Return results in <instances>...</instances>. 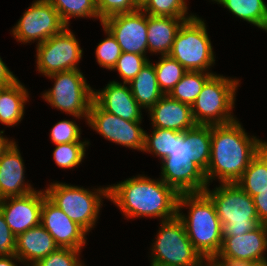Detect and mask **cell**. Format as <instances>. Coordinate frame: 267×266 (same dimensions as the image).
Listing matches in <instances>:
<instances>
[{"label": "cell", "instance_id": "f35d334b", "mask_svg": "<svg viewBox=\"0 0 267 266\" xmlns=\"http://www.w3.org/2000/svg\"><path fill=\"white\" fill-rule=\"evenodd\" d=\"M210 262L213 266H259L255 261L216 254Z\"/></svg>", "mask_w": 267, "mask_h": 266}, {"label": "cell", "instance_id": "74e56055", "mask_svg": "<svg viewBox=\"0 0 267 266\" xmlns=\"http://www.w3.org/2000/svg\"><path fill=\"white\" fill-rule=\"evenodd\" d=\"M16 236L10 230L0 211V257H10L15 254Z\"/></svg>", "mask_w": 267, "mask_h": 266}, {"label": "cell", "instance_id": "4dcf8cb0", "mask_svg": "<svg viewBox=\"0 0 267 266\" xmlns=\"http://www.w3.org/2000/svg\"><path fill=\"white\" fill-rule=\"evenodd\" d=\"M173 146V130L153 128L152 134L145 131L143 152L152 153L162 161L169 156Z\"/></svg>", "mask_w": 267, "mask_h": 266}, {"label": "cell", "instance_id": "b9f144b4", "mask_svg": "<svg viewBox=\"0 0 267 266\" xmlns=\"http://www.w3.org/2000/svg\"><path fill=\"white\" fill-rule=\"evenodd\" d=\"M4 130L0 131V158L2 157L3 153L8 149V147L14 142V140H10L7 137H4Z\"/></svg>", "mask_w": 267, "mask_h": 266}, {"label": "cell", "instance_id": "e0dca14e", "mask_svg": "<svg viewBox=\"0 0 267 266\" xmlns=\"http://www.w3.org/2000/svg\"><path fill=\"white\" fill-rule=\"evenodd\" d=\"M103 89L101 91L94 89L93 100L104 111L127 121H142V108L133 97L129 83L113 80Z\"/></svg>", "mask_w": 267, "mask_h": 266}, {"label": "cell", "instance_id": "6da1fadb", "mask_svg": "<svg viewBox=\"0 0 267 266\" xmlns=\"http://www.w3.org/2000/svg\"><path fill=\"white\" fill-rule=\"evenodd\" d=\"M211 152V125L173 130V146L161 163V180L178 194L204 192Z\"/></svg>", "mask_w": 267, "mask_h": 266}, {"label": "cell", "instance_id": "f1b7e54d", "mask_svg": "<svg viewBox=\"0 0 267 266\" xmlns=\"http://www.w3.org/2000/svg\"><path fill=\"white\" fill-rule=\"evenodd\" d=\"M157 82L164 95H168L174 86L181 80L187 70L169 55L161 56L154 64Z\"/></svg>", "mask_w": 267, "mask_h": 266}, {"label": "cell", "instance_id": "d6986e66", "mask_svg": "<svg viewBox=\"0 0 267 266\" xmlns=\"http://www.w3.org/2000/svg\"><path fill=\"white\" fill-rule=\"evenodd\" d=\"M14 141L0 158V196L2 198L24 196L35 191L25 183V169L21 153Z\"/></svg>", "mask_w": 267, "mask_h": 266}, {"label": "cell", "instance_id": "d590c367", "mask_svg": "<svg viewBox=\"0 0 267 266\" xmlns=\"http://www.w3.org/2000/svg\"><path fill=\"white\" fill-rule=\"evenodd\" d=\"M80 252L81 250L59 247L33 266H84L83 262L79 260Z\"/></svg>", "mask_w": 267, "mask_h": 266}, {"label": "cell", "instance_id": "f6af8a7d", "mask_svg": "<svg viewBox=\"0 0 267 266\" xmlns=\"http://www.w3.org/2000/svg\"><path fill=\"white\" fill-rule=\"evenodd\" d=\"M141 4L145 1V0H138Z\"/></svg>", "mask_w": 267, "mask_h": 266}, {"label": "cell", "instance_id": "2e32d148", "mask_svg": "<svg viewBox=\"0 0 267 266\" xmlns=\"http://www.w3.org/2000/svg\"><path fill=\"white\" fill-rule=\"evenodd\" d=\"M41 225L54 238L60 248L82 250L86 244L87 231L72 221L60 208L47 197L41 209Z\"/></svg>", "mask_w": 267, "mask_h": 266}, {"label": "cell", "instance_id": "9c48e42d", "mask_svg": "<svg viewBox=\"0 0 267 266\" xmlns=\"http://www.w3.org/2000/svg\"><path fill=\"white\" fill-rule=\"evenodd\" d=\"M160 225L150 249L151 266H202L206 262L192 245L178 216L161 221Z\"/></svg>", "mask_w": 267, "mask_h": 266}, {"label": "cell", "instance_id": "836d02e7", "mask_svg": "<svg viewBox=\"0 0 267 266\" xmlns=\"http://www.w3.org/2000/svg\"><path fill=\"white\" fill-rule=\"evenodd\" d=\"M107 37L103 39L95 50L98 64L108 70L113 69L122 54L121 47L113 35L103 27Z\"/></svg>", "mask_w": 267, "mask_h": 266}, {"label": "cell", "instance_id": "4fadbf2b", "mask_svg": "<svg viewBox=\"0 0 267 266\" xmlns=\"http://www.w3.org/2000/svg\"><path fill=\"white\" fill-rule=\"evenodd\" d=\"M87 124L106 140L131 149L143 151L145 131L142 121H127L104 111L94 100L88 113Z\"/></svg>", "mask_w": 267, "mask_h": 266}, {"label": "cell", "instance_id": "ba28073f", "mask_svg": "<svg viewBox=\"0 0 267 266\" xmlns=\"http://www.w3.org/2000/svg\"><path fill=\"white\" fill-rule=\"evenodd\" d=\"M187 71L209 72L215 64L211 40L205 21L196 15L185 20L180 26L170 53Z\"/></svg>", "mask_w": 267, "mask_h": 266}, {"label": "cell", "instance_id": "7bdbcfd3", "mask_svg": "<svg viewBox=\"0 0 267 266\" xmlns=\"http://www.w3.org/2000/svg\"><path fill=\"white\" fill-rule=\"evenodd\" d=\"M14 260L21 262V260L15 254L10 257H0V266H17L14 263Z\"/></svg>", "mask_w": 267, "mask_h": 266}, {"label": "cell", "instance_id": "7a4b0ae2", "mask_svg": "<svg viewBox=\"0 0 267 266\" xmlns=\"http://www.w3.org/2000/svg\"><path fill=\"white\" fill-rule=\"evenodd\" d=\"M239 121L211 125V152L205 178L220 183H236L252 159L267 144L247 135Z\"/></svg>", "mask_w": 267, "mask_h": 266}, {"label": "cell", "instance_id": "e575fe53", "mask_svg": "<svg viewBox=\"0 0 267 266\" xmlns=\"http://www.w3.org/2000/svg\"><path fill=\"white\" fill-rule=\"evenodd\" d=\"M51 140L57 144L64 143H89V141H81V128L70 120H61L51 129Z\"/></svg>", "mask_w": 267, "mask_h": 266}, {"label": "cell", "instance_id": "d6a6232c", "mask_svg": "<svg viewBox=\"0 0 267 266\" xmlns=\"http://www.w3.org/2000/svg\"><path fill=\"white\" fill-rule=\"evenodd\" d=\"M147 56L122 52L112 70H117L123 83H130L141 69L150 61Z\"/></svg>", "mask_w": 267, "mask_h": 266}, {"label": "cell", "instance_id": "277c9868", "mask_svg": "<svg viewBox=\"0 0 267 266\" xmlns=\"http://www.w3.org/2000/svg\"><path fill=\"white\" fill-rule=\"evenodd\" d=\"M184 207H189L188 217L180 212ZM177 216L183 222L192 245L206 261L219 253L223 227L213 201L205 192L179 194Z\"/></svg>", "mask_w": 267, "mask_h": 266}, {"label": "cell", "instance_id": "5bb4252c", "mask_svg": "<svg viewBox=\"0 0 267 266\" xmlns=\"http://www.w3.org/2000/svg\"><path fill=\"white\" fill-rule=\"evenodd\" d=\"M101 25L113 35L122 52L146 56L147 14L141 8L110 16L103 20Z\"/></svg>", "mask_w": 267, "mask_h": 266}, {"label": "cell", "instance_id": "8fae6325", "mask_svg": "<svg viewBox=\"0 0 267 266\" xmlns=\"http://www.w3.org/2000/svg\"><path fill=\"white\" fill-rule=\"evenodd\" d=\"M36 47V68L44 76L79 69L83 50L69 26Z\"/></svg>", "mask_w": 267, "mask_h": 266}, {"label": "cell", "instance_id": "603a6c76", "mask_svg": "<svg viewBox=\"0 0 267 266\" xmlns=\"http://www.w3.org/2000/svg\"><path fill=\"white\" fill-rule=\"evenodd\" d=\"M28 98L29 93L19 80L0 86V122L12 127L20 123Z\"/></svg>", "mask_w": 267, "mask_h": 266}, {"label": "cell", "instance_id": "ab89813d", "mask_svg": "<svg viewBox=\"0 0 267 266\" xmlns=\"http://www.w3.org/2000/svg\"><path fill=\"white\" fill-rule=\"evenodd\" d=\"M253 201L260 223L267 225V188L253 196Z\"/></svg>", "mask_w": 267, "mask_h": 266}, {"label": "cell", "instance_id": "44dd1931", "mask_svg": "<svg viewBox=\"0 0 267 266\" xmlns=\"http://www.w3.org/2000/svg\"><path fill=\"white\" fill-rule=\"evenodd\" d=\"M58 248L54 238L40 224L16 237L15 255L23 264L33 266Z\"/></svg>", "mask_w": 267, "mask_h": 266}, {"label": "cell", "instance_id": "83f0119b", "mask_svg": "<svg viewBox=\"0 0 267 266\" xmlns=\"http://www.w3.org/2000/svg\"><path fill=\"white\" fill-rule=\"evenodd\" d=\"M58 11L60 18L69 26V18H96L102 23L98 15L97 0H48Z\"/></svg>", "mask_w": 267, "mask_h": 266}, {"label": "cell", "instance_id": "60d3db41", "mask_svg": "<svg viewBox=\"0 0 267 266\" xmlns=\"http://www.w3.org/2000/svg\"><path fill=\"white\" fill-rule=\"evenodd\" d=\"M16 80H18L17 77L9 70L0 57V86L11 85Z\"/></svg>", "mask_w": 267, "mask_h": 266}, {"label": "cell", "instance_id": "8992f818", "mask_svg": "<svg viewBox=\"0 0 267 266\" xmlns=\"http://www.w3.org/2000/svg\"><path fill=\"white\" fill-rule=\"evenodd\" d=\"M45 193L47 198L72 221L90 232L98 219L102 198H109V187L91 191L57 181L50 183Z\"/></svg>", "mask_w": 267, "mask_h": 266}, {"label": "cell", "instance_id": "d4e9b609", "mask_svg": "<svg viewBox=\"0 0 267 266\" xmlns=\"http://www.w3.org/2000/svg\"><path fill=\"white\" fill-rule=\"evenodd\" d=\"M236 17L267 32V4L264 0H212Z\"/></svg>", "mask_w": 267, "mask_h": 266}, {"label": "cell", "instance_id": "cb8c5ba5", "mask_svg": "<svg viewBox=\"0 0 267 266\" xmlns=\"http://www.w3.org/2000/svg\"><path fill=\"white\" fill-rule=\"evenodd\" d=\"M131 92L137 103L148 111L164 96L160 90L154 64L150 61L129 83Z\"/></svg>", "mask_w": 267, "mask_h": 266}, {"label": "cell", "instance_id": "7c38bea8", "mask_svg": "<svg viewBox=\"0 0 267 266\" xmlns=\"http://www.w3.org/2000/svg\"><path fill=\"white\" fill-rule=\"evenodd\" d=\"M65 27L58 11L48 0H36L23 13L11 34L23 44L37 40L38 45L58 34Z\"/></svg>", "mask_w": 267, "mask_h": 266}, {"label": "cell", "instance_id": "ffe728a7", "mask_svg": "<svg viewBox=\"0 0 267 266\" xmlns=\"http://www.w3.org/2000/svg\"><path fill=\"white\" fill-rule=\"evenodd\" d=\"M153 128L184 132L194 128L191 106L164 95L149 111Z\"/></svg>", "mask_w": 267, "mask_h": 266}, {"label": "cell", "instance_id": "ee69618b", "mask_svg": "<svg viewBox=\"0 0 267 266\" xmlns=\"http://www.w3.org/2000/svg\"><path fill=\"white\" fill-rule=\"evenodd\" d=\"M202 266H213V264L210 261H206Z\"/></svg>", "mask_w": 267, "mask_h": 266}, {"label": "cell", "instance_id": "f546056e", "mask_svg": "<svg viewBox=\"0 0 267 266\" xmlns=\"http://www.w3.org/2000/svg\"><path fill=\"white\" fill-rule=\"evenodd\" d=\"M146 14L161 17L192 18L186 0H145L140 7ZM187 15V16H186Z\"/></svg>", "mask_w": 267, "mask_h": 266}, {"label": "cell", "instance_id": "4316f807", "mask_svg": "<svg viewBox=\"0 0 267 266\" xmlns=\"http://www.w3.org/2000/svg\"><path fill=\"white\" fill-rule=\"evenodd\" d=\"M213 75L214 73L187 71L168 95L172 99L192 106L205 83Z\"/></svg>", "mask_w": 267, "mask_h": 266}, {"label": "cell", "instance_id": "1f68e13d", "mask_svg": "<svg viewBox=\"0 0 267 266\" xmlns=\"http://www.w3.org/2000/svg\"><path fill=\"white\" fill-rule=\"evenodd\" d=\"M88 145L89 143L57 144L53 151V159L59 167L71 169L81 164Z\"/></svg>", "mask_w": 267, "mask_h": 266}, {"label": "cell", "instance_id": "52a82bcc", "mask_svg": "<svg viewBox=\"0 0 267 266\" xmlns=\"http://www.w3.org/2000/svg\"><path fill=\"white\" fill-rule=\"evenodd\" d=\"M214 74L203 86L192 104V116L197 125H219L235 121L234 108L239 80Z\"/></svg>", "mask_w": 267, "mask_h": 266}, {"label": "cell", "instance_id": "8d00e7d4", "mask_svg": "<svg viewBox=\"0 0 267 266\" xmlns=\"http://www.w3.org/2000/svg\"><path fill=\"white\" fill-rule=\"evenodd\" d=\"M140 7L138 0H97L98 15L102 21L116 14L136 11Z\"/></svg>", "mask_w": 267, "mask_h": 266}, {"label": "cell", "instance_id": "ac0fdd59", "mask_svg": "<svg viewBox=\"0 0 267 266\" xmlns=\"http://www.w3.org/2000/svg\"><path fill=\"white\" fill-rule=\"evenodd\" d=\"M267 250V225L243 235L223 237L219 251L221 256H229L255 261L259 266L267 264L265 251Z\"/></svg>", "mask_w": 267, "mask_h": 266}, {"label": "cell", "instance_id": "484cf974", "mask_svg": "<svg viewBox=\"0 0 267 266\" xmlns=\"http://www.w3.org/2000/svg\"><path fill=\"white\" fill-rule=\"evenodd\" d=\"M236 184L251 197L267 188V144L252 159Z\"/></svg>", "mask_w": 267, "mask_h": 266}, {"label": "cell", "instance_id": "9a60e30c", "mask_svg": "<svg viewBox=\"0 0 267 266\" xmlns=\"http://www.w3.org/2000/svg\"><path fill=\"white\" fill-rule=\"evenodd\" d=\"M46 197L45 190H35L24 196L2 199L0 211L16 237L41 224V209Z\"/></svg>", "mask_w": 267, "mask_h": 266}, {"label": "cell", "instance_id": "5b68a950", "mask_svg": "<svg viewBox=\"0 0 267 266\" xmlns=\"http://www.w3.org/2000/svg\"><path fill=\"white\" fill-rule=\"evenodd\" d=\"M204 192L215 205L223 227V237L243 235L261 225L253 197L236 183H220V186L212 191L207 186Z\"/></svg>", "mask_w": 267, "mask_h": 266}, {"label": "cell", "instance_id": "3957f363", "mask_svg": "<svg viewBox=\"0 0 267 266\" xmlns=\"http://www.w3.org/2000/svg\"><path fill=\"white\" fill-rule=\"evenodd\" d=\"M109 198L126 218L157 217L161 221L177 216L179 194L161 179L145 175L109 185Z\"/></svg>", "mask_w": 267, "mask_h": 266}, {"label": "cell", "instance_id": "30bf717a", "mask_svg": "<svg viewBox=\"0 0 267 266\" xmlns=\"http://www.w3.org/2000/svg\"><path fill=\"white\" fill-rule=\"evenodd\" d=\"M46 77L55 82L52 89L42 94L43 99L52 107L78 119L84 117L87 121L94 90L87 84L83 73L77 69L56 72Z\"/></svg>", "mask_w": 267, "mask_h": 266}, {"label": "cell", "instance_id": "7402d4cb", "mask_svg": "<svg viewBox=\"0 0 267 266\" xmlns=\"http://www.w3.org/2000/svg\"><path fill=\"white\" fill-rule=\"evenodd\" d=\"M190 18L161 17L147 14L148 50L152 53L168 55L175 36L185 20Z\"/></svg>", "mask_w": 267, "mask_h": 266}]
</instances>
